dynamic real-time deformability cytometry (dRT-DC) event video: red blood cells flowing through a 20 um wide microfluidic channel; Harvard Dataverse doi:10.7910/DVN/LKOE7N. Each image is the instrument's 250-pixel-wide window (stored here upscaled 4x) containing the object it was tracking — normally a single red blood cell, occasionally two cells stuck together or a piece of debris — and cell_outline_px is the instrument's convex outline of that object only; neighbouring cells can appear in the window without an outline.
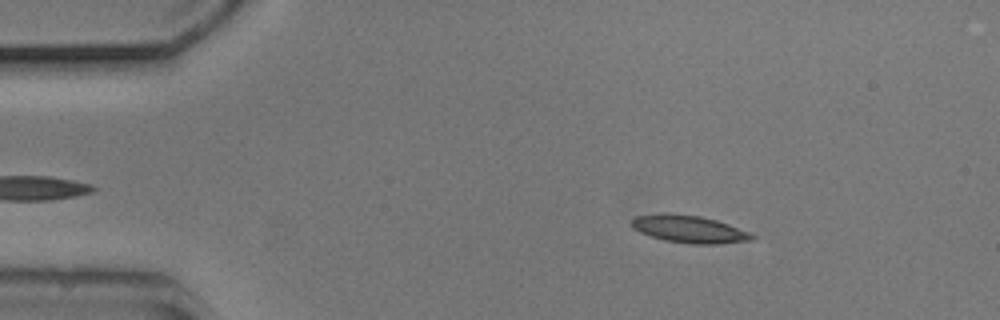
{"species": "common noctule bat (a hibernating species)", "species_latin": "Nyctalus noctula", "temperature_condition": "cold", "stored_images_in_passage": 53, "camera_frame_rate_fps": 3000, "um_per_image_px": 0.085, "animal": {"sex": "male", "body_mass_g": 20.5, "forearm_length_mm": 52.5}, "frame": {"image": 1, "passage_image": 8, "time_ms": 2.333, "image_size_px": [1000, 320], "cell_outline_px": [[756, 236], [752, 240], [720, 244], [692, 244], [664, 240], [640, 232], [632, 228], [632, 220], [636, 216], [700, 216], [716, 220], [728, 224], [748, 232]], "centroid_in_image_um": [58.67, 19.53], "position_along_channel_um": 26.3, "area_um2": 18.26}}
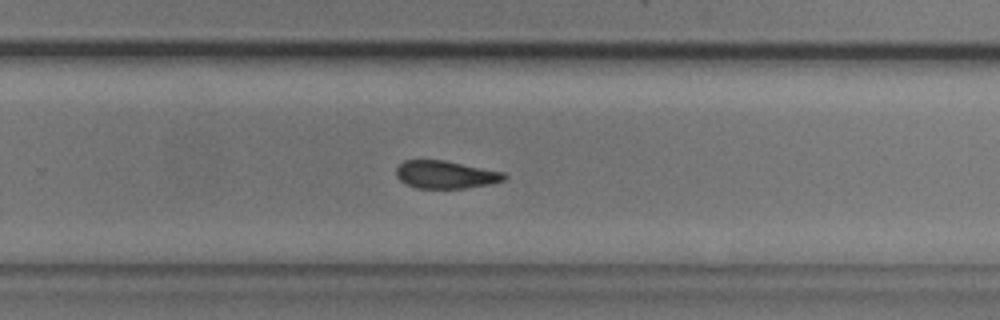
{"frame": {"image": 2, "passage_image": 34, "time_ms": 11.0, "image_size_px": [1000, 320], "cell_outline_px": [[508, 176], [504, 180], [488, 184], [464, 188], [416, 188], [400, 180], [396, 176], [396, 168], [404, 160], [444, 160], [504, 172]], "centroid_in_image_um": [37.87, 14.83], "position_along_channel_um": 291.9, "area_um2": 17.34}}
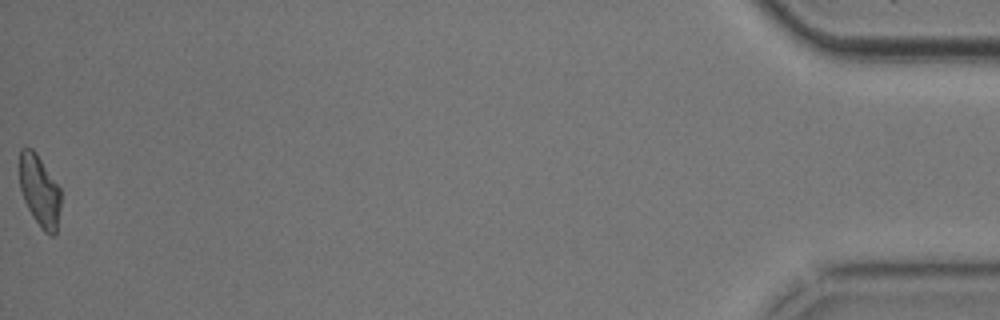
{"frame": {"image": 3, "passage_image": 53, "time_ms": 17.333, "image_size_px": [1000, 320], "cell_outline_px": [[60, 208], [56, 236], [48, 236], [40, 228], [32, 216], [24, 200], [20, 188], [20, 148], [32, 148], [36, 152], [60, 188]], "centroid_in_image_um": [3.37, 16.27], "position_along_channel_um": 431.8, "area_um2": 17.28}, "authors_computed_cell_mechanics": {"area_um2": 18.3804, "velocity_mm_per_s": 3.776, "shape_relaxation_time_tau1_ms": 3.9664, "shape_relaxation_time_tau2_ms": 2.807, "deformation_change_tau1": 0.1164, "deformation_change_tau2": 0.0977}}